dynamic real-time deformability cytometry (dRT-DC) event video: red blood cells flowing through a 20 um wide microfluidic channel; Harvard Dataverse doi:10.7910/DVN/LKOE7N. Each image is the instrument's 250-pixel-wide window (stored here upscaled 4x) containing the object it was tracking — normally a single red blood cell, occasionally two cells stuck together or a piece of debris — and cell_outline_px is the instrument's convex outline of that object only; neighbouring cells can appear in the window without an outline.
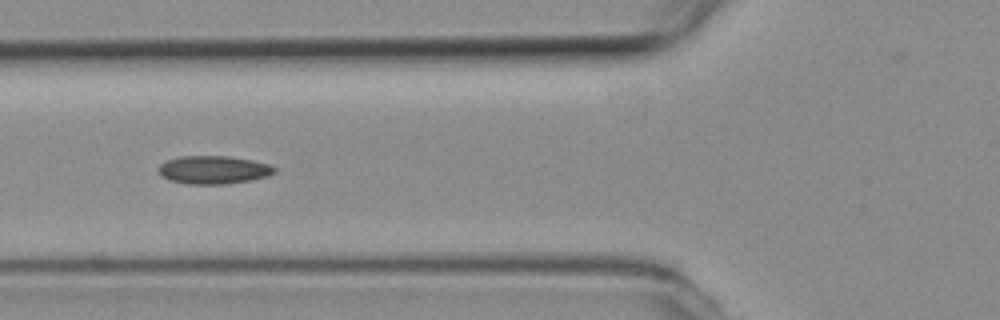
{"species": "common noctule bat (a hibernating species)", "species_latin": "Nyctalus noctula", "temperature_condition": "room temperature", "stored_images_in_passage": 11, "camera_frame_rate_fps": 3000, "um_per_image_px": 0.085, "animal": {"sex": "female", "body_mass_g": 19.3, "forearm_length_mm": 54.1}, "frame": {"image": 1, "passage_image": 7, "time_ms": 2.0, "image_size_px": [1000, 320], "cell_outline_px": [[276, 172], [268, 176], [252, 180], [224, 184], [188, 184], [168, 180], [160, 176], [156, 168], [160, 164], [168, 160], [180, 156], [228, 156], [252, 160], [268, 164], [276, 168]], "centroid_in_image_um": [18.12, 14.44], "position_along_channel_um": 107.7, "area_um2": 19.19}}